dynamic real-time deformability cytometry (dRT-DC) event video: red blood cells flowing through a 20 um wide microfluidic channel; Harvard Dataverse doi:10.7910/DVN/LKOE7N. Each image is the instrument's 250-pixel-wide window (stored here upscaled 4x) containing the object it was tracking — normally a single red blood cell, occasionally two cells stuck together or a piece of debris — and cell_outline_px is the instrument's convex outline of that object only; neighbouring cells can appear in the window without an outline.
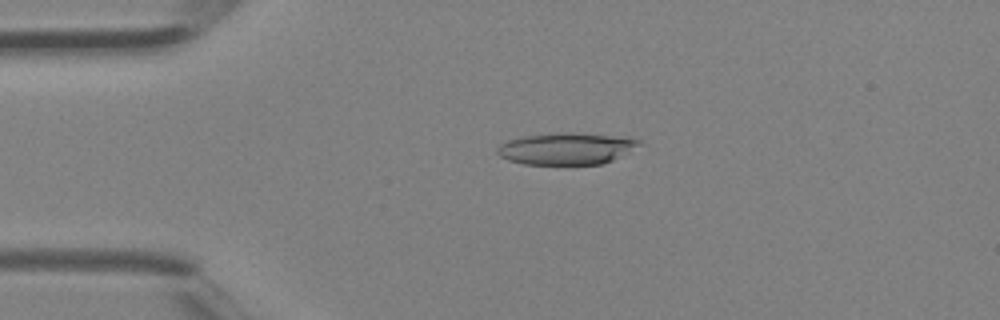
{"species": "Egyptian fruit bat (a non-hibernating species)", "species_latin": "Rousettus aegyptiacus", "temperature_condition": "room temperature", "stored_images_in_passage": 40, "camera_frame_rate_fps": 3000, "um_per_image_px": 0.085, "animal": {"sex": "female"}, "frame": {"image": 1, "passage_image": 9, "time_ms": 2.667, "image_size_px": [1000, 320], "cell_outline_px": [[640, 144], [612, 160], [604, 164], [524, 164], [508, 160], [500, 156], [496, 152], [496, 148], [504, 140], [524, 136], [556, 132], [580, 132], [628, 136], [640, 140]], "centroid_in_image_um": [48.11, 12.6], "position_along_channel_um": 36.9, "area_um2": 26.65}}
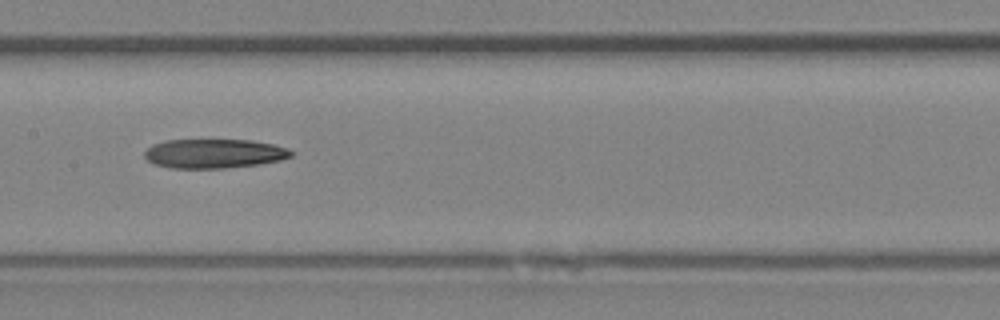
{"frame": {"image": 2, "passage_image": 20, "time_ms": 6.333, "image_size_px": [1000, 320], "cell_outline_px": [[296, 152], [292, 156], [280, 160], [256, 164], [224, 168], [172, 168], [152, 164], [144, 156], [144, 152], [152, 144], [168, 140], [252, 140], [272, 144], [288, 148]], "centroid_in_image_um": [18.2, 13.05], "position_along_channel_um": 189.2, "area_um2": 24.97}}
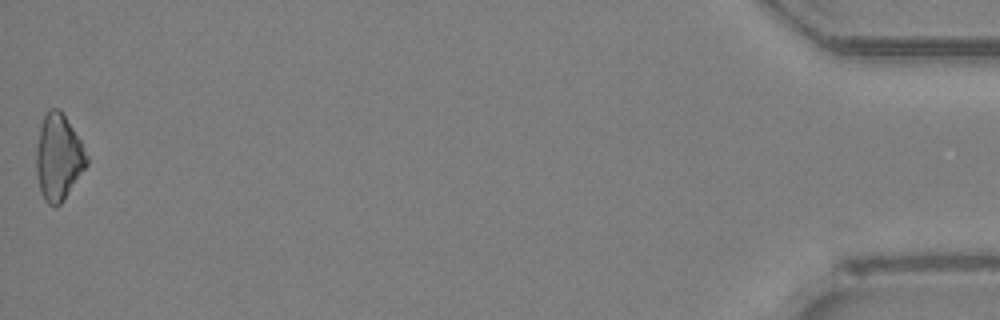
{"frame": {"image": 3, "passage_image": 40, "time_ms": 13.0, "image_size_px": [1000, 320], "cell_outline_px": [[88, 164], [64, 200], [60, 204], [48, 204], [44, 200], [40, 192], [36, 172], [36, 148], [40, 124], [44, 116], [52, 108], [60, 108], [80, 140], [88, 156]], "centroid_in_image_um": [4.96, 13.37], "position_along_channel_um": 430.2, "area_um2": 25.26}}